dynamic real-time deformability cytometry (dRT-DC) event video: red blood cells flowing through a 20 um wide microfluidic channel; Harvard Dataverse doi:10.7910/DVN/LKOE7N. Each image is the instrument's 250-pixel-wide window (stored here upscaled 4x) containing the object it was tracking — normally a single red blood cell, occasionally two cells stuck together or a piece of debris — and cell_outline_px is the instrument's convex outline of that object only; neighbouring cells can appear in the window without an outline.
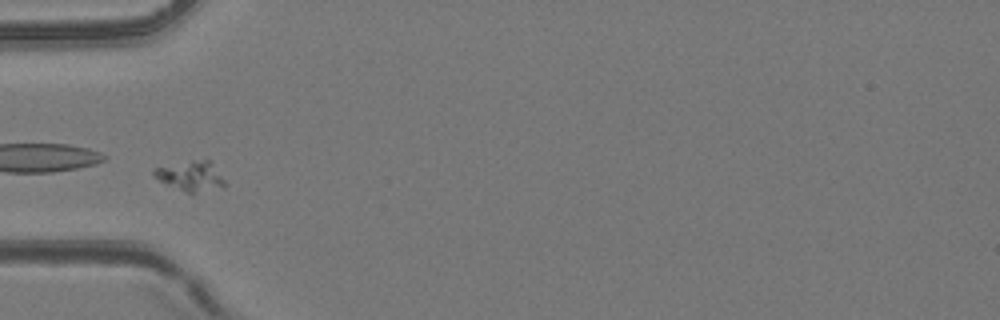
{"species": "common noctule bat (a hibernating species)", "species_latin": "Nyctalus noctula", "temperature_condition": "room temperature", "stored_images_in_passage": 34, "camera_frame_rate_fps": 3000, "um_per_image_px": 0.085, "animal": {"sex": "female", "body_mass_g": 24.6, "forearm_length_mm": 56.2}, "frame": {"image": 1, "passage_image": 1, "time_ms": 0.0, "image_size_px": [1000, 320], "cell_outline_px": [[224, 184], [192, 196], [152, 176], [152, 168], [204, 156], [208, 156], [212, 160], [224, 180]], "centroid_in_image_um": [16.2, 14.9], "position_along_channel_um": 68.8, "area_um2": 13.01}}
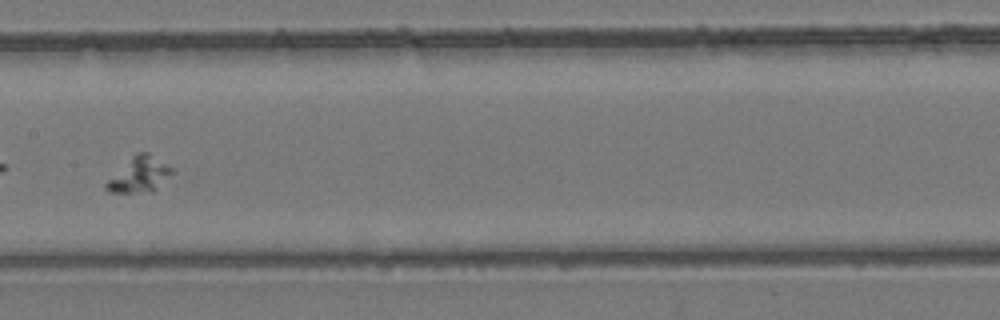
{"frame": {"image": 2, "passage_image": 10, "time_ms": 3.0, "image_size_px": [1000, 320], "cell_outline_px": [[172, 172], [152, 192], [108, 192], [104, 188], [104, 184], [136, 152], [148, 152], [172, 168]], "centroid_in_image_um": [11.81, 14.84], "position_along_channel_um": 195.6, "area_um2": 13.06}}
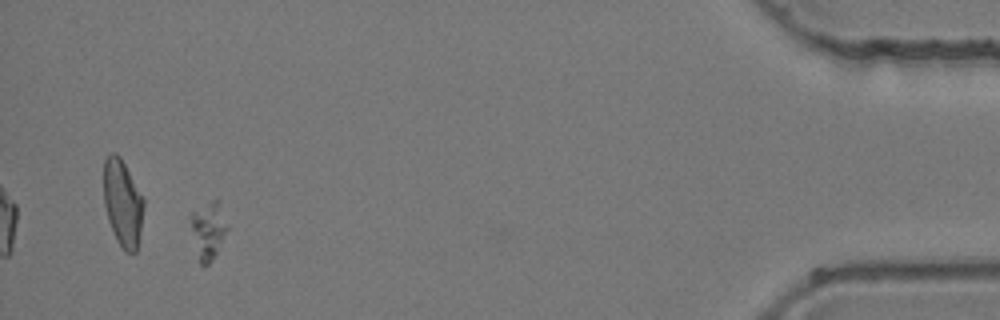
{"frame": {"image": 3, "passage_image": 31, "time_ms": 10.0, "image_size_px": [1000, 320], "cell_outline_px": [[228, 228], [212, 260], [208, 264], [200, 264], [192, 228], [192, 212], [216, 196], [220, 200], [228, 224]], "centroid_in_image_um": [17.76, 19.47], "position_along_channel_um": 417.4, "area_um2": 11.91}}